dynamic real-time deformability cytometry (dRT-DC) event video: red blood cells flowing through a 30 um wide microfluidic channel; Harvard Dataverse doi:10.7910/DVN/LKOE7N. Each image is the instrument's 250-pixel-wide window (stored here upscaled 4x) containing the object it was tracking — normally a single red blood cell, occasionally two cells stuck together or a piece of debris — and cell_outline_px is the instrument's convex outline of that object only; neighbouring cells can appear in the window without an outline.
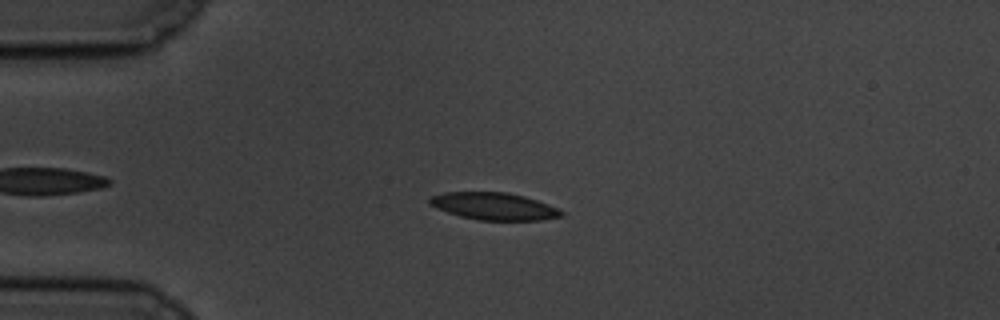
{"species": "common noctule bat (a hibernating species)", "species_latin": "Nyctalus noctula", "temperature_condition": "cold", "stored_images_in_passage": 29, "camera_frame_rate_fps": 3000, "um_per_image_px": 0.085, "animal": {"sex": "male", "body_mass_g": 19.5, "forearm_length_mm": 54.6}, "frame": {"image": 1, "passage_image": 11, "time_ms": 3.333, "image_size_px": [1000, 320], "cell_outline_px": [[564, 216], [540, 220], [476, 220], [460, 216], [436, 208], [428, 204], [428, 200], [432, 196], [444, 192], [508, 192], [524, 196], [548, 204], [564, 212]], "centroid_in_image_um": [41.97, 17.53], "position_along_channel_um": 43.0, "area_um2": 20.92}}
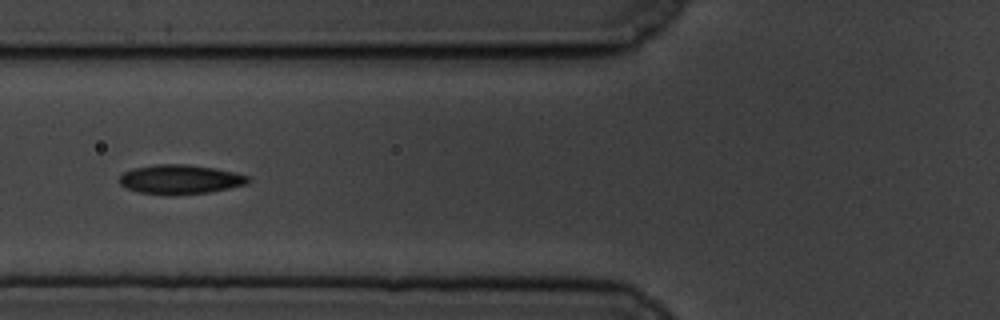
{"frame": {"image": 2, "passage_image": 19, "time_ms": 6.0, "image_size_px": [1000, 320], "cell_outline_px": [[252, 180], [248, 184], [208, 192], [168, 196], [140, 192], [128, 188], [120, 184], [116, 180], [124, 172], [132, 168], [156, 164], [188, 164], [216, 168], [236, 172], [248, 176]], "centroid_in_image_um": [15.32, 15.24], "position_along_channel_um": 110.5, "area_um2": 22.31}}
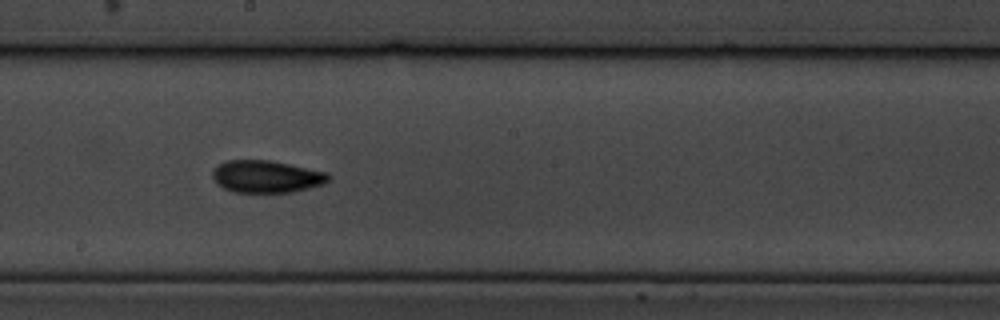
{"frame": {"image": 3, "passage_image": 29, "time_ms": 9.333, "image_size_px": [1000, 320], "cell_outline_px": [[332, 176], [324, 184], [292, 192], [232, 192], [216, 184], [212, 176], [212, 172], [224, 160], [268, 160], [328, 172]], "centroid_in_image_um": [22.65, 15.01], "position_along_channel_um": 225.6, "area_um2": 21.79}}